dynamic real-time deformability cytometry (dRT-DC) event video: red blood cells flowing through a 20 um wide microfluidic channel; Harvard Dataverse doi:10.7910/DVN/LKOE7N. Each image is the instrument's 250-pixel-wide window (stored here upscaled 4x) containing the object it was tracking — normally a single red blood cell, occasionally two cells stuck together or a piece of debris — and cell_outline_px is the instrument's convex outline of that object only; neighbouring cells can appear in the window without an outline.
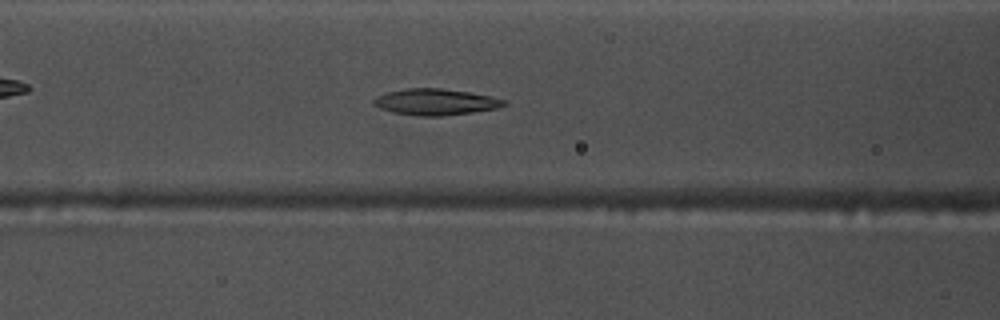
{"species": "common noctule bat (a hibernating species)", "species_latin": "Nyctalus noctula", "temperature_condition": "warm", "stored_images_in_passage": 53, "camera_frame_rate_fps": 3000, "um_per_image_px": 0.085, "animal": {"sex": "male", "body_mass_g": 17.5, "forearm_length_mm": 52.3}, "frame": {"image": 1, "passage_image": 21, "time_ms": 6.667, "image_size_px": [1000, 320], "cell_outline_px": [[508, 104], [496, 108], [472, 112], [444, 116], [420, 116], [392, 112], [380, 108], [372, 104], [372, 100], [376, 96], [384, 92], [404, 88], [440, 88], [468, 92], [492, 96], [508, 100]], "centroid_in_image_um": [37.0, 8.66], "position_along_channel_um": 129.6, "area_um2": 20.17}}
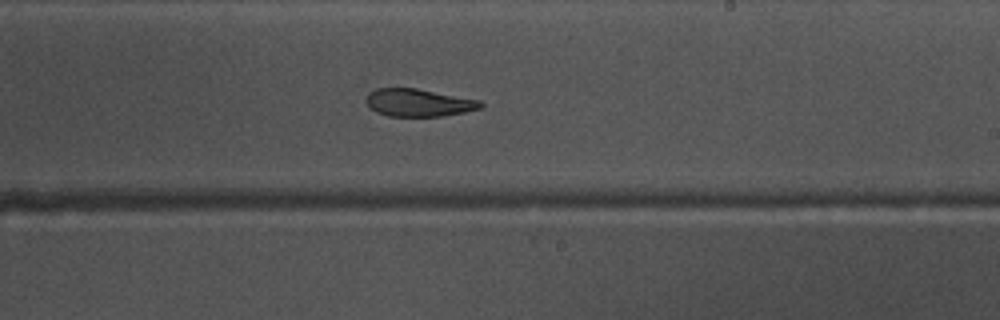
{"frame": {"image": 2, "passage_image": 31, "time_ms": 10.0, "image_size_px": [1000, 320], "cell_outline_px": [[484, 108], [444, 116], [388, 116], [376, 112], [368, 108], [364, 100], [368, 92], [376, 88], [416, 88], [480, 100], [484, 104]], "centroid_in_image_um": [35.55, 8.73], "position_along_channel_um": 253.5, "area_um2": 18.73}}
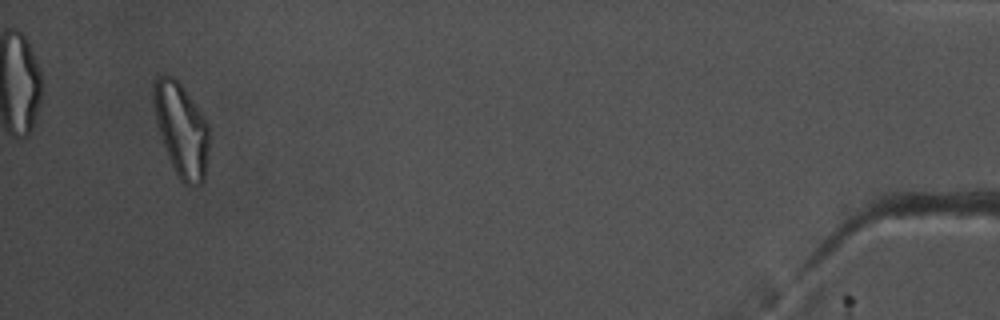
{"frame": {"image": 3, "passage_image": 51, "time_ms": 16.667, "image_size_px": [1000, 320], "cell_outline_px": [[208, 152], [204, 180], [200, 184], [192, 188], [188, 188], [180, 180], [168, 156], [156, 120], [152, 104], [152, 84], [156, 76], [172, 76], [180, 84], [192, 100], [208, 124]], "centroid_in_image_um": [15.4, 11.04], "position_along_channel_um": 419.8, "area_um2": 30.0}, "authors_computed_cell_mechanics": {"area_um2": 21.0392, "velocity_mm_per_s": 3.7304, "shape_relaxation_time_tau1_ms": null, "shape_relaxation_time_tau2_ms": 4.8437, "deformation_change_tau1": null, "deformation_change_tau2": 0.1342}}